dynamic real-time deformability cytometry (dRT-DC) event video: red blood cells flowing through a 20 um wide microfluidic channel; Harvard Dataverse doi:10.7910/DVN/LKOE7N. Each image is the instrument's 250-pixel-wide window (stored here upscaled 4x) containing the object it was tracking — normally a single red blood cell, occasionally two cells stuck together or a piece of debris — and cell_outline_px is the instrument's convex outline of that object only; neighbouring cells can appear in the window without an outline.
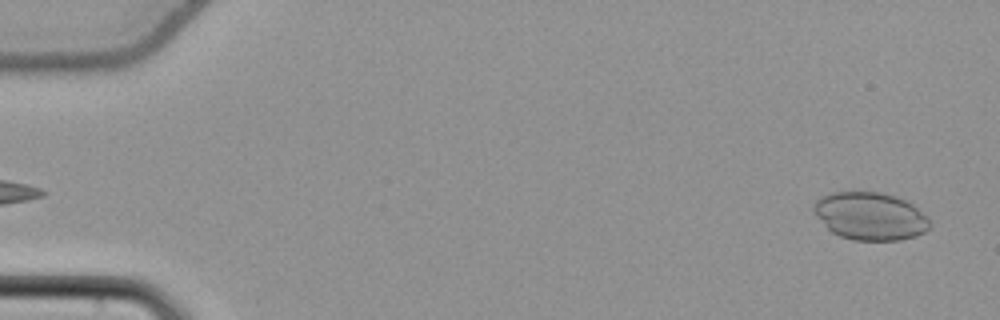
{"species": "common noctule bat (a hibernating species)", "species_latin": "Nyctalus noctula", "temperature_condition": "cold", "stored_images_in_passage": 54, "camera_frame_rate_fps": 3000, "um_per_image_px": 0.085, "animal": {"sex": "female", "body_mass_g": 22.7, "forearm_length_mm": 54.2}, "frame": {"image": 1, "passage_image": 2, "time_ms": 0.333, "image_size_px": [1000, 320], "cell_outline_px": [[932, 224], [924, 232], [916, 236], [900, 240], [852, 240], [840, 236], [832, 232], [816, 216], [812, 208], [816, 200], [820, 196], [832, 192], [880, 192], [896, 196], [912, 204]], "centroid_in_image_um": [73.93, 18.37], "position_along_channel_um": 11.1, "area_um2": 32.14}}
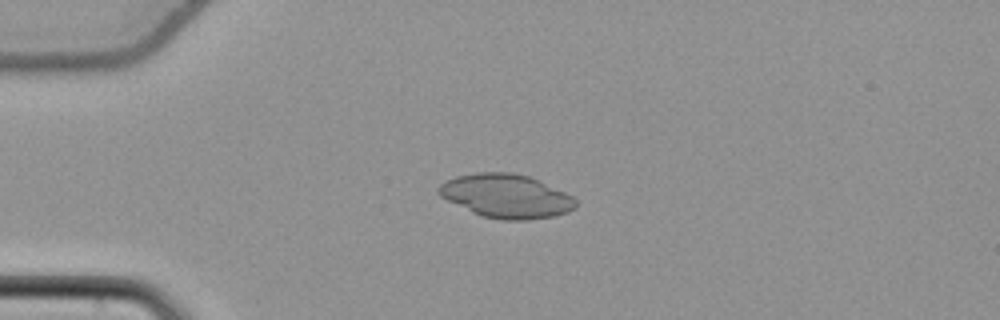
{"frame": {"image": 2, "passage_image": 14, "time_ms": 4.333, "image_size_px": [1000, 320], "cell_outline_px": [[576, 208], [568, 212], [556, 216], [528, 220], [500, 220], [480, 216], [440, 196], [436, 192], [436, 188], [440, 184], [456, 176], [476, 172], [512, 172], [528, 176], [564, 192], [572, 196], [576, 200]], "centroid_in_image_um": [43.01, 16.67], "position_along_channel_um": 42.0, "area_um2": 34.97}}